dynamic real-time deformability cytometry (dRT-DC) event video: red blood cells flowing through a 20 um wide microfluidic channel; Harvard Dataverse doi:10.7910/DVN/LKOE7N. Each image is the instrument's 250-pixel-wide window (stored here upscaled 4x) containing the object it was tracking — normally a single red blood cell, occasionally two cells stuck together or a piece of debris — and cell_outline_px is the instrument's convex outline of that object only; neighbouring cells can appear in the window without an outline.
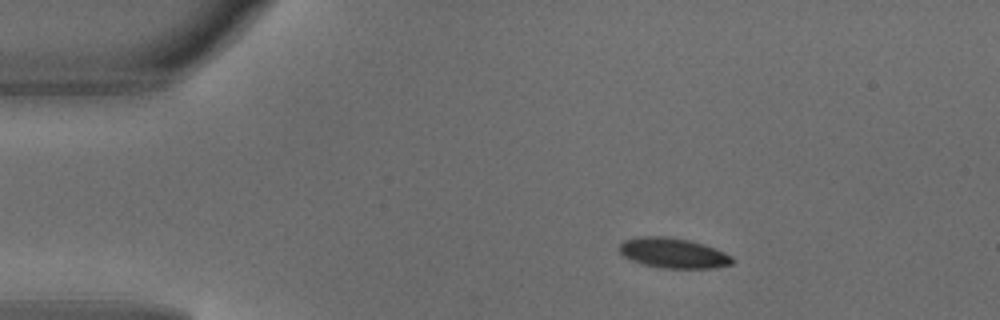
{"species": "common noctule bat (a hibernating species)", "species_latin": "Nyctalus noctula", "temperature_condition": "warm", "stored_images_in_passage": 3, "camera_frame_rate_fps": 3000, "um_per_image_px": 0.085, "animal": {"sex": "male", "body_mass_g": 18.8}, "frame": {"image": 1, "passage_image": 1, "time_ms": 0.0, "image_size_px": [1000, 320], "cell_outline_px": [[736, 260], [732, 264], [716, 268], [660, 268], [644, 264], [632, 260], [624, 256], [620, 252], [620, 244], [624, 240], [640, 236], [668, 236], [688, 240], [704, 244], [716, 248], [732, 256]], "centroid_in_image_um": [57.27, 21.51], "position_along_channel_um": 27.7, "area_um2": 19.94}}
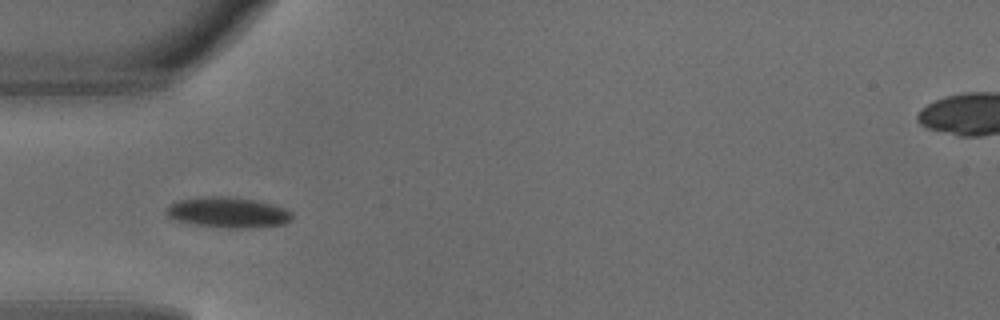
{"frame": {"image": 2, "passage_image": 3, "time_ms": 0.667, "image_size_px": [1000, 320], "cell_outline_px": [[292, 220], [284, 224], [252, 228], [228, 228], [192, 224], [176, 220], [168, 216], [168, 204], [180, 200], [208, 196], [228, 196], [256, 200], [272, 204], [284, 208], [292, 212]], "centroid_in_image_um": [19.42, 18.06], "position_along_channel_um": 65.6, "area_um2": 22.37}}